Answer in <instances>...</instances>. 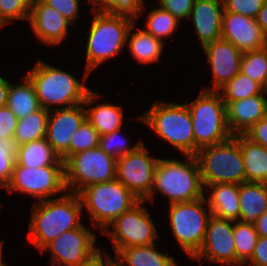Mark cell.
Instances as JSON below:
<instances>
[{"label":"cell","instance_id":"30","mask_svg":"<svg viewBox=\"0 0 267 266\" xmlns=\"http://www.w3.org/2000/svg\"><path fill=\"white\" fill-rule=\"evenodd\" d=\"M49 110L40 108L19 119L13 136V147L45 138Z\"/></svg>","mask_w":267,"mask_h":266},{"label":"cell","instance_id":"53","mask_svg":"<svg viewBox=\"0 0 267 266\" xmlns=\"http://www.w3.org/2000/svg\"><path fill=\"white\" fill-rule=\"evenodd\" d=\"M110 266H121L116 260Z\"/></svg>","mask_w":267,"mask_h":266},{"label":"cell","instance_id":"9","mask_svg":"<svg viewBox=\"0 0 267 266\" xmlns=\"http://www.w3.org/2000/svg\"><path fill=\"white\" fill-rule=\"evenodd\" d=\"M168 212L174 238L183 252L192 258L203 244L207 223L212 215L206 196L190 202L169 204Z\"/></svg>","mask_w":267,"mask_h":266},{"label":"cell","instance_id":"4","mask_svg":"<svg viewBox=\"0 0 267 266\" xmlns=\"http://www.w3.org/2000/svg\"><path fill=\"white\" fill-rule=\"evenodd\" d=\"M184 156L195 155V140L190 111L185 104L155 100L147 112L135 117Z\"/></svg>","mask_w":267,"mask_h":266},{"label":"cell","instance_id":"32","mask_svg":"<svg viewBox=\"0 0 267 266\" xmlns=\"http://www.w3.org/2000/svg\"><path fill=\"white\" fill-rule=\"evenodd\" d=\"M258 237L254 225L234 221L235 266H243L252 257Z\"/></svg>","mask_w":267,"mask_h":266},{"label":"cell","instance_id":"7","mask_svg":"<svg viewBox=\"0 0 267 266\" xmlns=\"http://www.w3.org/2000/svg\"><path fill=\"white\" fill-rule=\"evenodd\" d=\"M203 186L246 182L245 166L237 134L224 142L200 148L195 154Z\"/></svg>","mask_w":267,"mask_h":266},{"label":"cell","instance_id":"45","mask_svg":"<svg viewBox=\"0 0 267 266\" xmlns=\"http://www.w3.org/2000/svg\"><path fill=\"white\" fill-rule=\"evenodd\" d=\"M243 266H267V237H258L252 257Z\"/></svg>","mask_w":267,"mask_h":266},{"label":"cell","instance_id":"20","mask_svg":"<svg viewBox=\"0 0 267 266\" xmlns=\"http://www.w3.org/2000/svg\"><path fill=\"white\" fill-rule=\"evenodd\" d=\"M224 7L222 0H195L188 19L192 20L202 48L221 39Z\"/></svg>","mask_w":267,"mask_h":266},{"label":"cell","instance_id":"31","mask_svg":"<svg viewBox=\"0 0 267 266\" xmlns=\"http://www.w3.org/2000/svg\"><path fill=\"white\" fill-rule=\"evenodd\" d=\"M218 91L225 105L240 99L260 95L264 92L263 87L258 82L244 75L242 72L236 74Z\"/></svg>","mask_w":267,"mask_h":266},{"label":"cell","instance_id":"25","mask_svg":"<svg viewBox=\"0 0 267 266\" xmlns=\"http://www.w3.org/2000/svg\"><path fill=\"white\" fill-rule=\"evenodd\" d=\"M247 182L267 183V148L237 134Z\"/></svg>","mask_w":267,"mask_h":266},{"label":"cell","instance_id":"8","mask_svg":"<svg viewBox=\"0 0 267 266\" xmlns=\"http://www.w3.org/2000/svg\"><path fill=\"white\" fill-rule=\"evenodd\" d=\"M186 105L193 124L195 154L200 148L224 142L232 136L226 121V105L219 91L201 89L197 98Z\"/></svg>","mask_w":267,"mask_h":266},{"label":"cell","instance_id":"5","mask_svg":"<svg viewBox=\"0 0 267 266\" xmlns=\"http://www.w3.org/2000/svg\"><path fill=\"white\" fill-rule=\"evenodd\" d=\"M83 208L85 207L92 226L102 234L111 223L125 211L134 206L139 199L116 178L101 183H94L78 193Z\"/></svg>","mask_w":267,"mask_h":266},{"label":"cell","instance_id":"13","mask_svg":"<svg viewBox=\"0 0 267 266\" xmlns=\"http://www.w3.org/2000/svg\"><path fill=\"white\" fill-rule=\"evenodd\" d=\"M144 142L116 162V179L139 200H145L151 192L154 173L159 158L150 157Z\"/></svg>","mask_w":267,"mask_h":266},{"label":"cell","instance_id":"48","mask_svg":"<svg viewBox=\"0 0 267 266\" xmlns=\"http://www.w3.org/2000/svg\"><path fill=\"white\" fill-rule=\"evenodd\" d=\"M254 227L259 236L267 237V212L256 220Z\"/></svg>","mask_w":267,"mask_h":266},{"label":"cell","instance_id":"19","mask_svg":"<svg viewBox=\"0 0 267 266\" xmlns=\"http://www.w3.org/2000/svg\"><path fill=\"white\" fill-rule=\"evenodd\" d=\"M36 37L47 45H57L64 41L71 23L54 8L42 0H33L29 20Z\"/></svg>","mask_w":267,"mask_h":266},{"label":"cell","instance_id":"37","mask_svg":"<svg viewBox=\"0 0 267 266\" xmlns=\"http://www.w3.org/2000/svg\"><path fill=\"white\" fill-rule=\"evenodd\" d=\"M121 130L113 131L100 136L99 147L108 155L118 159L135 151L143 142L141 139L132 147H129V140L121 136Z\"/></svg>","mask_w":267,"mask_h":266},{"label":"cell","instance_id":"44","mask_svg":"<svg viewBox=\"0 0 267 266\" xmlns=\"http://www.w3.org/2000/svg\"><path fill=\"white\" fill-rule=\"evenodd\" d=\"M244 135L252 142L267 148V115L248 129Z\"/></svg>","mask_w":267,"mask_h":266},{"label":"cell","instance_id":"14","mask_svg":"<svg viewBox=\"0 0 267 266\" xmlns=\"http://www.w3.org/2000/svg\"><path fill=\"white\" fill-rule=\"evenodd\" d=\"M95 243L96 234L82 225L63 232L41 252L50 250L51 266H80L101 250Z\"/></svg>","mask_w":267,"mask_h":266},{"label":"cell","instance_id":"1","mask_svg":"<svg viewBox=\"0 0 267 266\" xmlns=\"http://www.w3.org/2000/svg\"><path fill=\"white\" fill-rule=\"evenodd\" d=\"M83 206L77 193L33 202L29 225V243L40 252L63 232L80 228Z\"/></svg>","mask_w":267,"mask_h":266},{"label":"cell","instance_id":"23","mask_svg":"<svg viewBox=\"0 0 267 266\" xmlns=\"http://www.w3.org/2000/svg\"><path fill=\"white\" fill-rule=\"evenodd\" d=\"M100 97L95 89L90 90L85 98L84 106L87 121L97 130L99 135L121 130L123 123V109L119 105L103 103L92 106Z\"/></svg>","mask_w":267,"mask_h":266},{"label":"cell","instance_id":"52","mask_svg":"<svg viewBox=\"0 0 267 266\" xmlns=\"http://www.w3.org/2000/svg\"><path fill=\"white\" fill-rule=\"evenodd\" d=\"M263 91H264V93L267 95V81H266V83H265V85H264V87H263Z\"/></svg>","mask_w":267,"mask_h":266},{"label":"cell","instance_id":"28","mask_svg":"<svg viewBox=\"0 0 267 266\" xmlns=\"http://www.w3.org/2000/svg\"><path fill=\"white\" fill-rule=\"evenodd\" d=\"M135 25L136 24L134 22L130 27L126 42L131 56L138 61L139 64H148L160 61L159 58L162 55L165 42L155 38L145 29H140L139 31L132 33V29Z\"/></svg>","mask_w":267,"mask_h":266},{"label":"cell","instance_id":"16","mask_svg":"<svg viewBox=\"0 0 267 266\" xmlns=\"http://www.w3.org/2000/svg\"><path fill=\"white\" fill-rule=\"evenodd\" d=\"M83 105L84 103H81L49 111L45 139L63 162L69 157L72 135L86 120V110Z\"/></svg>","mask_w":267,"mask_h":266},{"label":"cell","instance_id":"3","mask_svg":"<svg viewBox=\"0 0 267 266\" xmlns=\"http://www.w3.org/2000/svg\"><path fill=\"white\" fill-rule=\"evenodd\" d=\"M32 82L40 106L52 110L50 106L65 105L71 107L84 103L87 93L85 82L90 75L84 71L82 83L71 73L38 60L34 67L25 74Z\"/></svg>","mask_w":267,"mask_h":266},{"label":"cell","instance_id":"33","mask_svg":"<svg viewBox=\"0 0 267 266\" xmlns=\"http://www.w3.org/2000/svg\"><path fill=\"white\" fill-rule=\"evenodd\" d=\"M96 10L103 13H109L113 16H122L135 22L140 14L143 13L144 0H88ZM97 5V7H96Z\"/></svg>","mask_w":267,"mask_h":266},{"label":"cell","instance_id":"49","mask_svg":"<svg viewBox=\"0 0 267 266\" xmlns=\"http://www.w3.org/2000/svg\"><path fill=\"white\" fill-rule=\"evenodd\" d=\"M10 82L0 76V107L6 106Z\"/></svg>","mask_w":267,"mask_h":266},{"label":"cell","instance_id":"40","mask_svg":"<svg viewBox=\"0 0 267 266\" xmlns=\"http://www.w3.org/2000/svg\"><path fill=\"white\" fill-rule=\"evenodd\" d=\"M15 163V149L12 144L0 141V183L5 187L10 181Z\"/></svg>","mask_w":267,"mask_h":266},{"label":"cell","instance_id":"17","mask_svg":"<svg viewBox=\"0 0 267 266\" xmlns=\"http://www.w3.org/2000/svg\"><path fill=\"white\" fill-rule=\"evenodd\" d=\"M203 50L214 78V85L211 88L204 87L203 90L218 91L240 72L243 52L222 38L205 45Z\"/></svg>","mask_w":267,"mask_h":266},{"label":"cell","instance_id":"35","mask_svg":"<svg viewBox=\"0 0 267 266\" xmlns=\"http://www.w3.org/2000/svg\"><path fill=\"white\" fill-rule=\"evenodd\" d=\"M240 72L264 87L267 81V46L259 50L243 52Z\"/></svg>","mask_w":267,"mask_h":266},{"label":"cell","instance_id":"11","mask_svg":"<svg viewBox=\"0 0 267 266\" xmlns=\"http://www.w3.org/2000/svg\"><path fill=\"white\" fill-rule=\"evenodd\" d=\"M4 188L9 194L20 192L31 195L36 198L35 202L47 200L51 196L67 191L64 165L27 168L15 162L11 179Z\"/></svg>","mask_w":267,"mask_h":266},{"label":"cell","instance_id":"10","mask_svg":"<svg viewBox=\"0 0 267 266\" xmlns=\"http://www.w3.org/2000/svg\"><path fill=\"white\" fill-rule=\"evenodd\" d=\"M117 159L106 154L99 146L74 155L64 161L67 191L79 193L83 188L116 178Z\"/></svg>","mask_w":267,"mask_h":266},{"label":"cell","instance_id":"29","mask_svg":"<svg viewBox=\"0 0 267 266\" xmlns=\"http://www.w3.org/2000/svg\"><path fill=\"white\" fill-rule=\"evenodd\" d=\"M23 83L16 85L10 83L6 106L21 119L41 108L34 86L30 79L24 75Z\"/></svg>","mask_w":267,"mask_h":266},{"label":"cell","instance_id":"21","mask_svg":"<svg viewBox=\"0 0 267 266\" xmlns=\"http://www.w3.org/2000/svg\"><path fill=\"white\" fill-rule=\"evenodd\" d=\"M266 115L267 98L264 92L226 105V121L232 135L244 134Z\"/></svg>","mask_w":267,"mask_h":266},{"label":"cell","instance_id":"36","mask_svg":"<svg viewBox=\"0 0 267 266\" xmlns=\"http://www.w3.org/2000/svg\"><path fill=\"white\" fill-rule=\"evenodd\" d=\"M99 141V133L86 119L71 137L69 156L98 147Z\"/></svg>","mask_w":267,"mask_h":266},{"label":"cell","instance_id":"26","mask_svg":"<svg viewBox=\"0 0 267 266\" xmlns=\"http://www.w3.org/2000/svg\"><path fill=\"white\" fill-rule=\"evenodd\" d=\"M14 149L15 162L20 166L39 168L48 165H64L45 138L16 146Z\"/></svg>","mask_w":267,"mask_h":266},{"label":"cell","instance_id":"46","mask_svg":"<svg viewBox=\"0 0 267 266\" xmlns=\"http://www.w3.org/2000/svg\"><path fill=\"white\" fill-rule=\"evenodd\" d=\"M102 255L103 254L100 250L80 266H110L116 260L115 258H112V256L109 255L108 252L104 253V257Z\"/></svg>","mask_w":267,"mask_h":266},{"label":"cell","instance_id":"27","mask_svg":"<svg viewBox=\"0 0 267 266\" xmlns=\"http://www.w3.org/2000/svg\"><path fill=\"white\" fill-rule=\"evenodd\" d=\"M156 243L144 246H131L121 249L116 255L121 266H178L169 253H160Z\"/></svg>","mask_w":267,"mask_h":266},{"label":"cell","instance_id":"2","mask_svg":"<svg viewBox=\"0 0 267 266\" xmlns=\"http://www.w3.org/2000/svg\"><path fill=\"white\" fill-rule=\"evenodd\" d=\"M160 193L169 204L190 202L205 196L200 168L195 155L186 159L159 158L150 195L145 199L154 203V194Z\"/></svg>","mask_w":267,"mask_h":266},{"label":"cell","instance_id":"15","mask_svg":"<svg viewBox=\"0 0 267 266\" xmlns=\"http://www.w3.org/2000/svg\"><path fill=\"white\" fill-rule=\"evenodd\" d=\"M191 259L235 266L234 221L211 215L203 244Z\"/></svg>","mask_w":267,"mask_h":266},{"label":"cell","instance_id":"47","mask_svg":"<svg viewBox=\"0 0 267 266\" xmlns=\"http://www.w3.org/2000/svg\"><path fill=\"white\" fill-rule=\"evenodd\" d=\"M256 20L264 34L267 36V0L264 1L262 8L259 10Z\"/></svg>","mask_w":267,"mask_h":266},{"label":"cell","instance_id":"50","mask_svg":"<svg viewBox=\"0 0 267 266\" xmlns=\"http://www.w3.org/2000/svg\"><path fill=\"white\" fill-rule=\"evenodd\" d=\"M2 249H3V241H1L0 240V266H2V265H4V264H6V263H4V261H3V252H2Z\"/></svg>","mask_w":267,"mask_h":266},{"label":"cell","instance_id":"43","mask_svg":"<svg viewBox=\"0 0 267 266\" xmlns=\"http://www.w3.org/2000/svg\"><path fill=\"white\" fill-rule=\"evenodd\" d=\"M195 0H158L159 6L179 21L189 18Z\"/></svg>","mask_w":267,"mask_h":266},{"label":"cell","instance_id":"22","mask_svg":"<svg viewBox=\"0 0 267 266\" xmlns=\"http://www.w3.org/2000/svg\"><path fill=\"white\" fill-rule=\"evenodd\" d=\"M208 191L206 200L211 214L226 220L239 221V185L235 183H216L204 186Z\"/></svg>","mask_w":267,"mask_h":266},{"label":"cell","instance_id":"34","mask_svg":"<svg viewBox=\"0 0 267 266\" xmlns=\"http://www.w3.org/2000/svg\"><path fill=\"white\" fill-rule=\"evenodd\" d=\"M179 20L161 7L154 8L148 13L145 30L155 38L163 41L179 28Z\"/></svg>","mask_w":267,"mask_h":266},{"label":"cell","instance_id":"42","mask_svg":"<svg viewBox=\"0 0 267 266\" xmlns=\"http://www.w3.org/2000/svg\"><path fill=\"white\" fill-rule=\"evenodd\" d=\"M48 6L54 8L63 15L71 24H74L75 19H79L80 0H42Z\"/></svg>","mask_w":267,"mask_h":266},{"label":"cell","instance_id":"41","mask_svg":"<svg viewBox=\"0 0 267 266\" xmlns=\"http://www.w3.org/2000/svg\"><path fill=\"white\" fill-rule=\"evenodd\" d=\"M19 119L7 106L0 107V141L13 145Z\"/></svg>","mask_w":267,"mask_h":266},{"label":"cell","instance_id":"6","mask_svg":"<svg viewBox=\"0 0 267 266\" xmlns=\"http://www.w3.org/2000/svg\"><path fill=\"white\" fill-rule=\"evenodd\" d=\"M93 11L91 27L86 44L85 70L90 74L98 65L119 55L126 45L133 20Z\"/></svg>","mask_w":267,"mask_h":266},{"label":"cell","instance_id":"24","mask_svg":"<svg viewBox=\"0 0 267 266\" xmlns=\"http://www.w3.org/2000/svg\"><path fill=\"white\" fill-rule=\"evenodd\" d=\"M240 219L244 224L256 223L267 212V183L243 182L239 185Z\"/></svg>","mask_w":267,"mask_h":266},{"label":"cell","instance_id":"38","mask_svg":"<svg viewBox=\"0 0 267 266\" xmlns=\"http://www.w3.org/2000/svg\"><path fill=\"white\" fill-rule=\"evenodd\" d=\"M33 0H0V18L8 25L12 20H29Z\"/></svg>","mask_w":267,"mask_h":266},{"label":"cell","instance_id":"18","mask_svg":"<svg viewBox=\"0 0 267 266\" xmlns=\"http://www.w3.org/2000/svg\"><path fill=\"white\" fill-rule=\"evenodd\" d=\"M221 38L231 42L242 52L267 46V36L256 19L229 11L223 13Z\"/></svg>","mask_w":267,"mask_h":266},{"label":"cell","instance_id":"39","mask_svg":"<svg viewBox=\"0 0 267 266\" xmlns=\"http://www.w3.org/2000/svg\"><path fill=\"white\" fill-rule=\"evenodd\" d=\"M265 0H222L224 11L256 19Z\"/></svg>","mask_w":267,"mask_h":266},{"label":"cell","instance_id":"51","mask_svg":"<svg viewBox=\"0 0 267 266\" xmlns=\"http://www.w3.org/2000/svg\"><path fill=\"white\" fill-rule=\"evenodd\" d=\"M4 26H6V24L3 22V20L0 18V29L2 28V27H4Z\"/></svg>","mask_w":267,"mask_h":266},{"label":"cell","instance_id":"12","mask_svg":"<svg viewBox=\"0 0 267 266\" xmlns=\"http://www.w3.org/2000/svg\"><path fill=\"white\" fill-rule=\"evenodd\" d=\"M144 202L139 200L111 223L112 230L102 232L109 236L116 254L123 248L155 243L157 229L147 208L142 206Z\"/></svg>","mask_w":267,"mask_h":266}]
</instances>
